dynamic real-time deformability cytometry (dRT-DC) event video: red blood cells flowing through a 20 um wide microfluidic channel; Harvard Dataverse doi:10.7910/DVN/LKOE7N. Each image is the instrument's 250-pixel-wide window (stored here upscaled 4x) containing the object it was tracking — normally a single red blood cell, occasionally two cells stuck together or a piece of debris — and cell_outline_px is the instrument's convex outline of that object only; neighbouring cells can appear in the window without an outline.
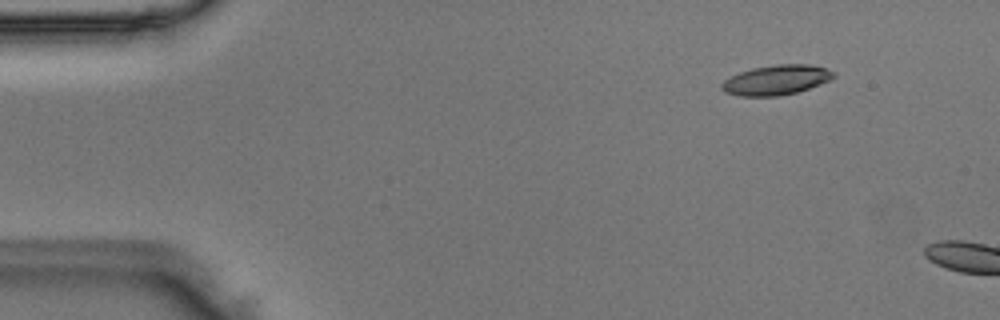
{"species": "Egyptian fruit bat (a non-hibernating species)", "species_latin": "Rousettus aegyptiacus", "temperature_condition": "room temperature", "stored_images_in_passage": 9, "camera_frame_rate_fps": 3000, "um_per_image_px": 0.085, "animal": {"sex": "male"}, "frame": {"image": 1, "passage_image": 6, "time_ms": 1.667, "image_size_px": [1000, 320], "cell_outline_px": [[836, 76], [828, 80], [808, 88], [796, 92], [776, 96], [740, 96], [724, 92], [720, 88], [720, 84], [724, 80], [740, 72], [752, 68], [776, 64], [812, 64], [836, 72]], "centroid_in_image_um": [65.95, 6.79], "position_along_channel_um": 19.0, "area_um2": 19.36}}